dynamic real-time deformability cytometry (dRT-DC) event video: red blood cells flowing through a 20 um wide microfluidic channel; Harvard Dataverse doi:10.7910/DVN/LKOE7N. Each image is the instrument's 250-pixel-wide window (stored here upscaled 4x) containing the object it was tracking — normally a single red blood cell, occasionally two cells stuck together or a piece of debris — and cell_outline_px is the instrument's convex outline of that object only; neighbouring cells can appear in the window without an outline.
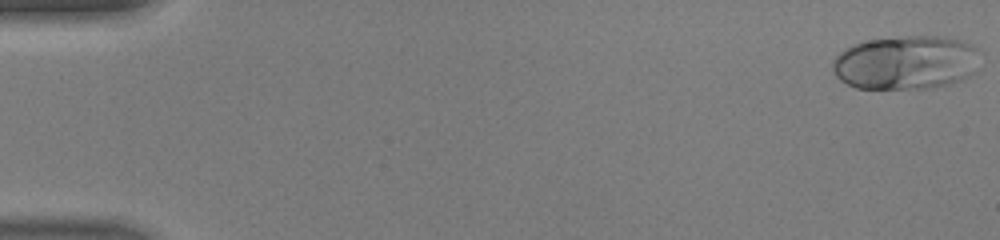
{"species": "human", "species_latin": "Homo sapiens", "temperature_condition": "warm", "stored_images_in_passage": 46, "camera_frame_rate_fps": 3000, "um_per_image_px": 0.085, "donor": {"sex": "male"}, "frame": {"image": 1, "passage_image": 1, "time_ms": 0.0, "image_size_px": [1000, 240], "cell_outline_px": [[976, 72], [964, 80], [932, 88], [856, 88], [840, 80], [836, 76], [832, 68], [832, 60], [840, 52], [856, 44], [868, 40], [908, 36], [940, 36], [960, 40], [972, 44], [976, 48]], "centroid_in_image_um": [77.01, 5.32], "position_along_channel_um": 8.0, "area_um2": 46.18}}
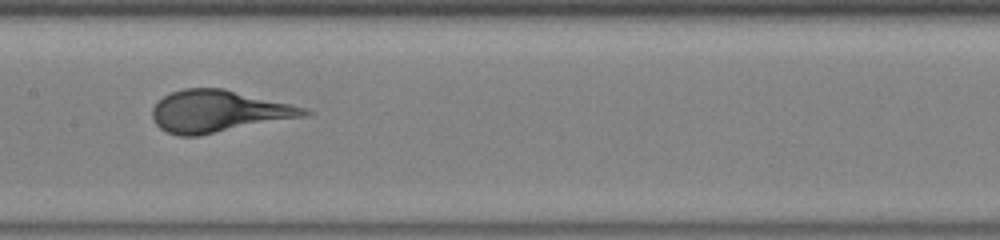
{"frame": {"image": 2, "passage_image": 24, "time_ms": 7.667, "image_size_px": [1000, 240], "cell_outline_px": [[312, 112], [308, 116], [200, 136], [180, 136], [168, 132], [160, 128], [152, 120], [152, 108], [164, 96], [172, 92], [184, 88], [224, 88], [308, 108]], "centroid_in_image_um": [18.6, 9.47], "position_along_channel_um": 188.8, "area_um2": 37.4}}
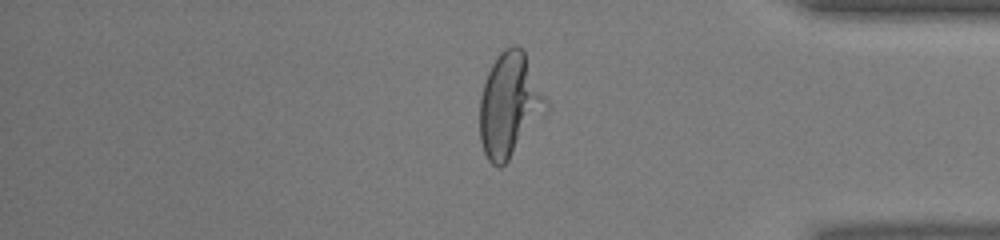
{"frame": {"image": 3, "passage_image": 39, "time_ms": 12.667, "image_size_px": [1000, 240], "cell_outline_px": [[548, 112], [508, 160], [500, 168], [496, 168], [488, 160], [484, 152], [480, 140], [480, 96], [488, 72], [496, 56], [504, 48], [512, 44], [516, 44], [524, 52], [548, 100]], "centroid_in_image_um": [43.32, 8.94], "position_along_channel_um": 391.9, "area_um2": 40.4}}